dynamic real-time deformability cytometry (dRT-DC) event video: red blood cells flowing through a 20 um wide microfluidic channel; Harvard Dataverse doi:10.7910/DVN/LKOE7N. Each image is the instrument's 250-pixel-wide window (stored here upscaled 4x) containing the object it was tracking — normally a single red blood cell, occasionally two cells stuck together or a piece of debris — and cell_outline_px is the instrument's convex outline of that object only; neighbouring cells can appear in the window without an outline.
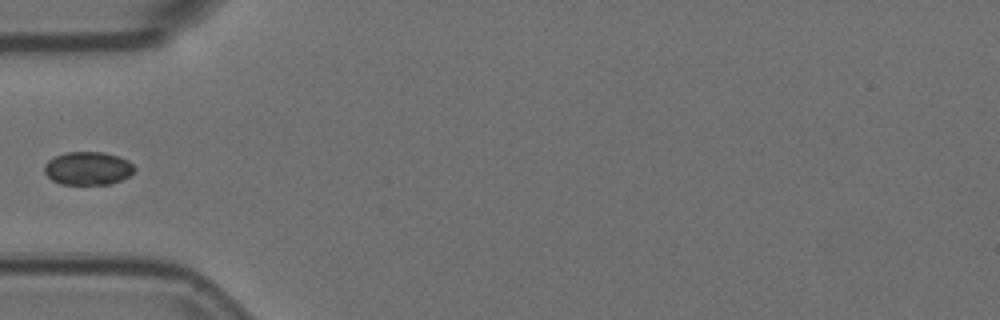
{"species": "Egyptian fruit bat (a non-hibernating species)", "species_latin": "Rousettus aegyptiacus", "temperature_condition": "room temperature", "stored_images_in_passage": 40, "camera_frame_rate_fps": 3000, "um_per_image_px": 0.085, "animal": {"sex": "female"}, "frame": {"image": 1, "passage_image": 1, "time_ms": 0.0, "image_size_px": [1000, 320], "cell_outline_px": [[136, 168], [128, 176], [112, 184], [60, 184], [52, 180], [44, 172], [44, 164], [48, 160], [56, 156], [68, 152], [104, 152], [128, 160]], "centroid_in_image_um": [7.46, 14.31], "position_along_channel_um": 77.5, "area_um2": 17.34}}
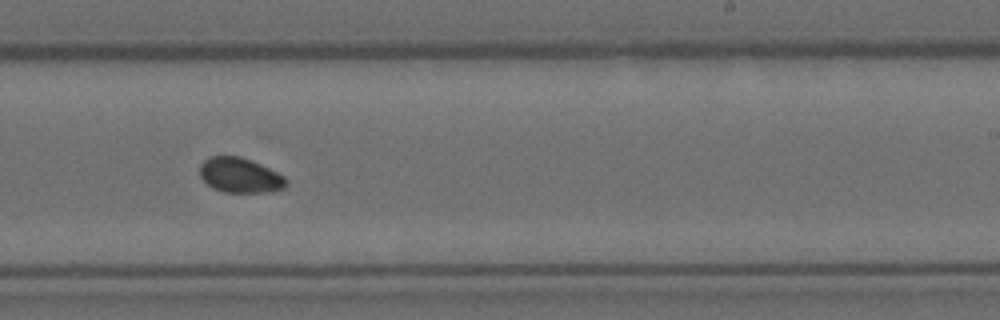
{"frame": {"image": 2, "passage_image": 17, "time_ms": 5.333, "image_size_px": [1000, 320], "cell_outline_px": [[288, 184], [284, 188], [272, 192], [224, 192], [212, 188], [200, 176], [200, 164], [208, 156], [240, 156], [252, 160], [284, 176], [288, 180]], "centroid_in_image_um": [20.41, 14.9], "position_along_channel_um": 268.6, "area_um2": 17.69}}
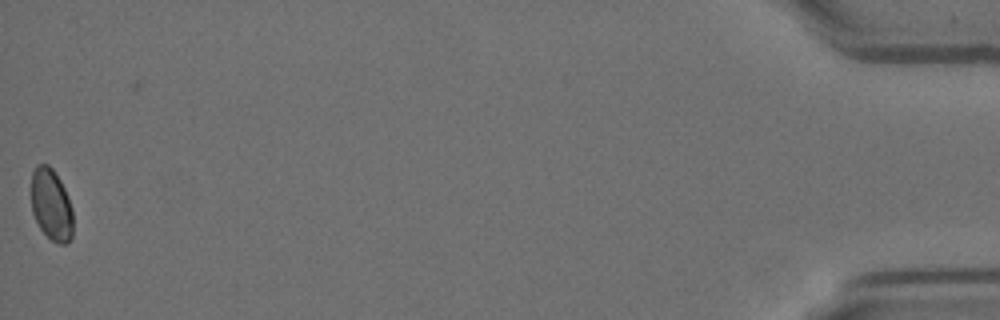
{"frame": {"image": 3, "passage_image": 39, "time_ms": 12.667, "image_size_px": [1000, 320], "cell_outline_px": [[72, 236], [68, 244], [60, 244], [52, 240], [40, 228], [32, 212], [32, 172], [36, 164], [48, 164], [52, 168], [60, 180], [68, 196], [72, 208]], "centroid_in_image_um": [4.37, 17.39], "position_along_channel_um": 430.8, "area_um2": 17.4}}